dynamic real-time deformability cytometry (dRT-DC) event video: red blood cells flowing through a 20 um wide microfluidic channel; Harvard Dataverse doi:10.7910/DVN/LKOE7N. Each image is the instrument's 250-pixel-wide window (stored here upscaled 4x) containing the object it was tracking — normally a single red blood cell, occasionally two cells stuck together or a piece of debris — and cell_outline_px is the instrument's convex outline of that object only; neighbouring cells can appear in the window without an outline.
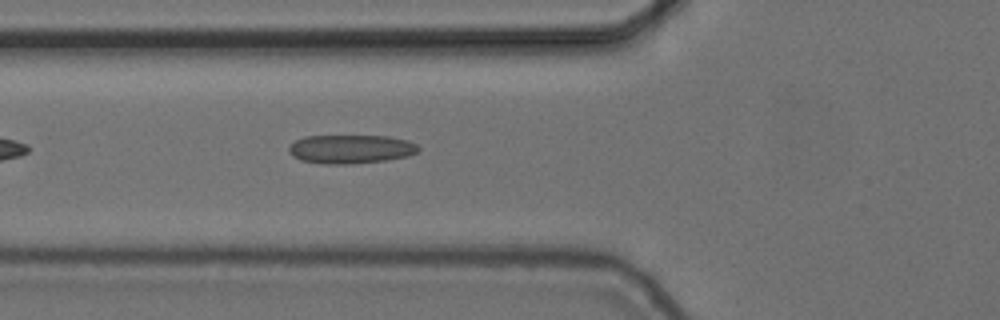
{"species": "common noctule bat (a hibernating species)", "species_latin": "Nyctalus noctula", "temperature_condition": "cold", "stored_images_in_passage": 39, "camera_frame_rate_fps": 3000, "um_per_image_px": 0.085, "animal": {"sex": "female", "body_mass_g": 24.6, "forearm_length_mm": 56.2}, "frame": {"image": 1, "passage_image": 6, "time_ms": 1.667, "image_size_px": [1000, 320], "cell_outline_px": [[420, 148], [416, 152], [408, 156], [384, 160], [352, 164], [324, 164], [300, 160], [288, 152], [288, 148], [296, 140], [304, 136], [388, 136], [408, 140], [416, 144]], "centroid_in_image_um": [29.81, 12.67], "position_along_channel_um": 96.0, "area_um2": 21.68}}
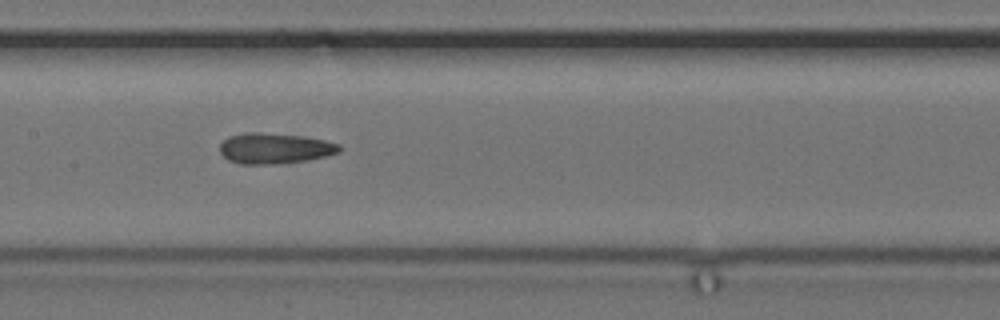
{"frame": {"image": 2, "passage_image": 13, "time_ms": 4.0, "image_size_px": [1000, 320], "cell_outline_px": [[344, 148], [340, 152], [324, 156], [304, 160], [272, 164], [240, 164], [228, 160], [220, 152], [220, 144], [228, 136], [244, 132], [260, 132], [296, 136], [324, 140], [340, 144]], "centroid_in_image_um": [23.32, 12.6], "position_along_channel_um": 184.1, "area_um2": 21.15}}
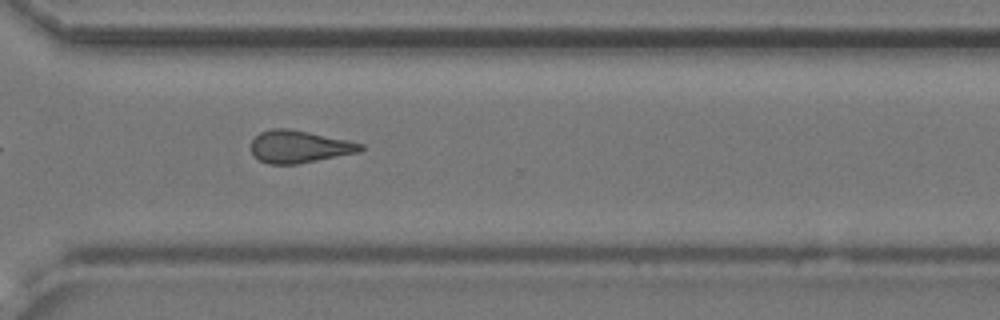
{"frame": {"image": 3, "passage_image": 26, "time_ms": 8.333, "image_size_px": [1000, 320], "cell_outline_px": [[364, 148], [360, 152], [296, 164], [268, 164], [260, 160], [252, 152], [252, 140], [260, 132], [272, 128], [288, 128], [348, 140], [364, 144]], "centroid_in_image_um": [25.45, 12.46], "position_along_channel_um": 345.1, "area_um2": 20.52}, "authors_computed_cell_mechanics": {"area_um2": 20.7502, "velocity_mm_per_s": 3.7384, "shape_relaxation_time_tau1_ms": null, "shape_relaxation_time_tau2_ms": 2.9158, "deformation_change_tau1": null, "deformation_change_tau2": 0.1195}}